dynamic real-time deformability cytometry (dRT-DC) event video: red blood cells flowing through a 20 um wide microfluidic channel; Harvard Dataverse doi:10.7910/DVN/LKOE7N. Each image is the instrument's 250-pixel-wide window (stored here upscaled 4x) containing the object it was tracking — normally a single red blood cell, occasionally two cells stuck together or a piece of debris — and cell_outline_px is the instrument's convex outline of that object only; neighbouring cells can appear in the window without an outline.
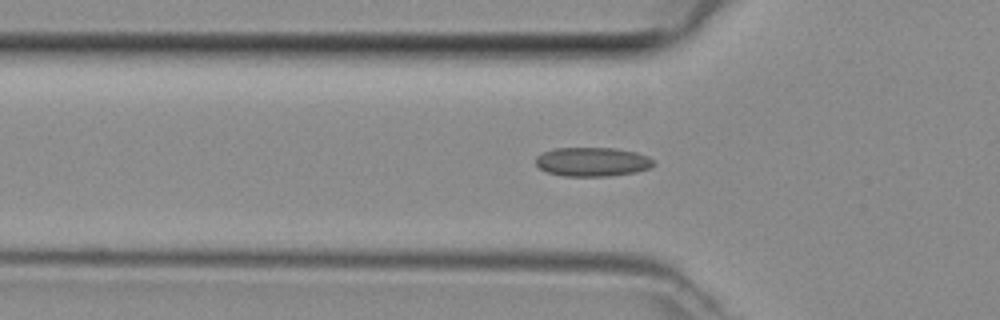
{"species": "common noctule bat (a hibernating species)", "species_latin": "Nyctalus noctula", "temperature_condition": "room temperature", "stored_images_in_passage": 35, "camera_frame_rate_fps": 3000, "um_per_image_px": 0.085, "animal": {"sex": "female", "body_mass_g": 29.2, "forearm_length_mm": 56.3}, "frame": {"image": 1, "passage_image": 3, "time_ms": 0.667, "image_size_px": [1000, 320], "cell_outline_px": [[656, 164], [652, 168], [636, 172], [608, 176], [564, 176], [548, 172], [540, 168], [536, 164], [536, 156], [552, 148], [616, 148], [636, 152], [648, 156]], "centroid_in_image_um": [50.38, 13.75], "position_along_channel_um": 75.4, "area_um2": 20.06}}
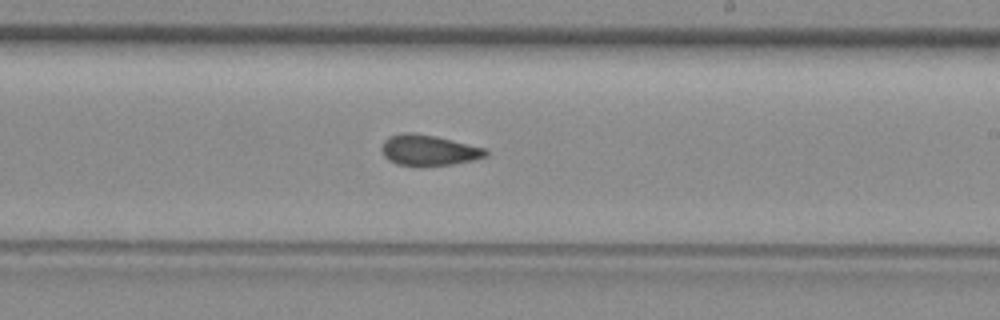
{"frame": {"image": 2, "passage_image": 15, "time_ms": 4.667, "image_size_px": [1000, 320], "cell_outline_px": [[488, 156], [472, 160], [452, 164], [424, 168], [396, 164], [388, 160], [384, 156], [380, 148], [384, 140], [388, 136], [404, 132], [412, 132], [436, 136], [488, 148]], "centroid_in_image_um": [36.43, 12.79], "position_along_channel_um": 252.6, "area_um2": 19.31}}
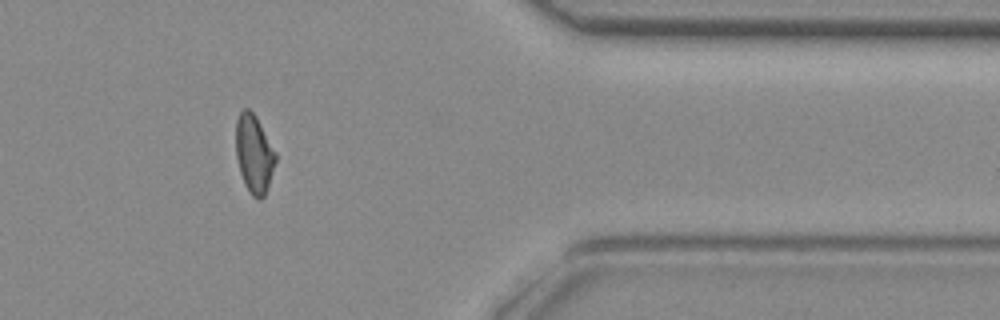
{"frame": {"image": 3, "passage_image": 26, "time_ms": 8.333, "image_size_px": [1000, 320], "cell_outline_px": [[276, 160], [264, 196], [260, 200], [256, 200], [252, 196], [244, 184], [240, 172], [236, 156], [236, 120], [240, 112], [244, 108], [248, 108], [256, 116], [276, 152]], "centroid_in_image_um": [21.58, 13.08], "position_along_channel_um": 389.8, "area_um2": 18.03}}